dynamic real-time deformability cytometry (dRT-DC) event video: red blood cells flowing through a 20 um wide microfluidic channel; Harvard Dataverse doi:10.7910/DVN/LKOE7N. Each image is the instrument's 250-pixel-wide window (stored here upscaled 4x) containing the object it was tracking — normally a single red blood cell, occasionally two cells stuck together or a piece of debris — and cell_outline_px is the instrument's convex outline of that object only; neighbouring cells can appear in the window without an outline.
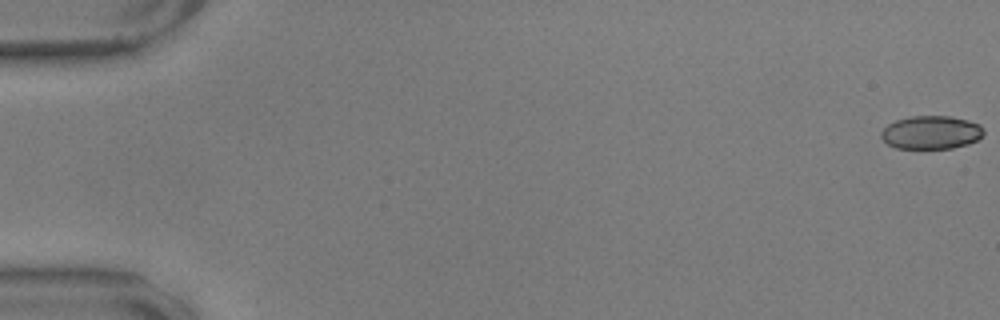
{"species": "common noctule bat (a hibernating species)", "species_latin": "Nyctalus noctula", "temperature_condition": "warm", "stored_images_in_passage": 37, "camera_frame_rate_fps": 3000, "um_per_image_px": 0.085, "animal": {"sex": "male", "body_mass_g": 17.9, "forearm_length_mm": 54.2}, "frame": {"image": 1, "passage_image": 1, "time_ms": 0.0, "image_size_px": [1000, 320], "cell_outline_px": [[984, 132], [976, 140], [968, 144], [952, 148], [896, 148], [888, 144], [880, 136], [880, 132], [888, 124], [896, 120], [912, 116], [948, 116], [968, 120], [980, 124], [984, 128]], "centroid_in_image_um": [79.14, 11.25], "position_along_channel_um": 5.9, "area_um2": 19.83}}
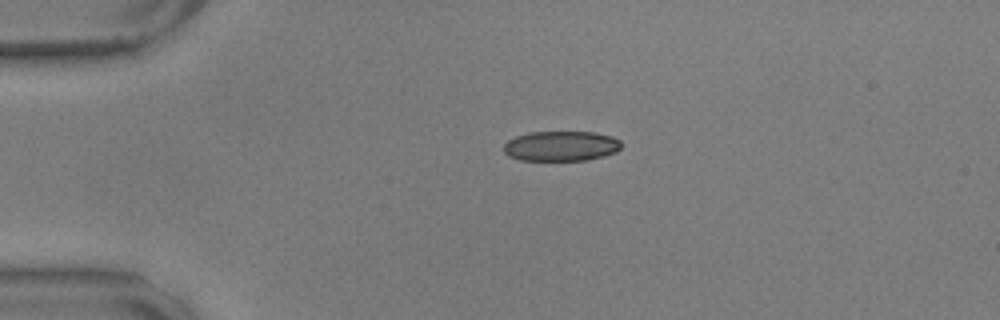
{"frame": {"image": 2, "passage_image": 14, "time_ms": 4.333, "image_size_px": [1000, 320], "cell_outline_px": [[620, 148], [616, 152], [604, 156], [588, 160], [520, 160], [508, 156], [504, 152], [504, 144], [508, 140], [516, 136], [528, 132], [592, 132], [612, 136], [620, 140]], "centroid_in_image_um": [47.68, 12.41], "position_along_channel_um": 37.3, "area_um2": 20.63}}
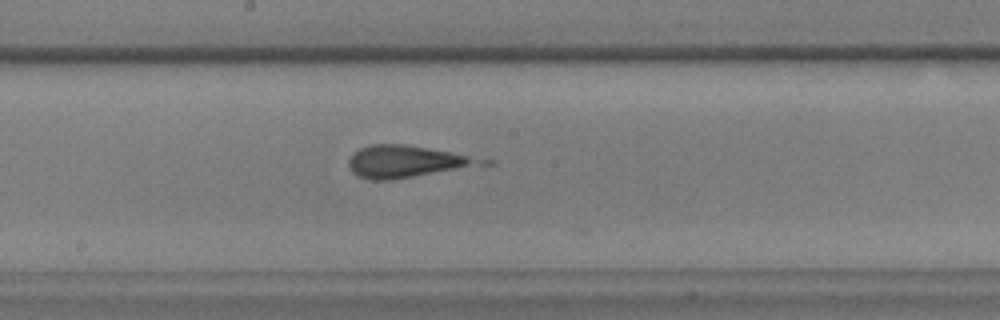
{"frame": {"image": 3, "passage_image": 32, "time_ms": 10.333, "image_size_px": [1000, 320], "cell_outline_px": [[496, 164], [392, 180], [368, 180], [356, 176], [348, 168], [348, 160], [360, 148], [372, 144], [404, 144], [428, 148], [496, 160]], "centroid_in_image_um": [34.7, 13.75], "position_along_channel_um": 213.5, "area_um2": 25.55}}